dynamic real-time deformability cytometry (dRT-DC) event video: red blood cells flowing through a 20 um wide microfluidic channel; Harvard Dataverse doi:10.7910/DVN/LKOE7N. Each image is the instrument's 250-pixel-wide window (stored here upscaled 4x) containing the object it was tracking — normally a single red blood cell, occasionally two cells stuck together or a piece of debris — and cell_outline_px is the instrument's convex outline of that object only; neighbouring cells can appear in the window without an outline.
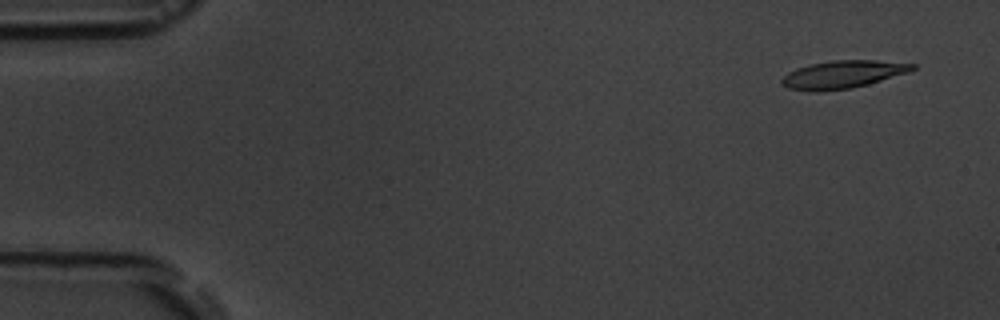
{"species": "common noctule bat (a hibernating species)", "species_latin": "Nyctalus noctula", "temperature_condition": "room temperature", "stored_images_in_passage": 4, "camera_frame_rate_fps": 3000, "um_per_image_px": 0.085, "animal": {"sex": "male", "body_mass_g": 19.5, "forearm_length_mm": 54.6}, "frame": {"image": 1, "passage_image": 1, "time_ms": 0.0, "image_size_px": [1000, 320], "cell_outline_px": [[916, 68], [908, 72], [868, 84], [852, 88], [820, 92], [812, 92], [788, 88], [780, 84], [780, 80], [788, 72], [796, 68], [812, 64], [832, 60], [876, 60], [916, 64]], "centroid_in_image_um": [71.6, 6.34], "position_along_channel_um": 13.4, "area_um2": 21.21}}
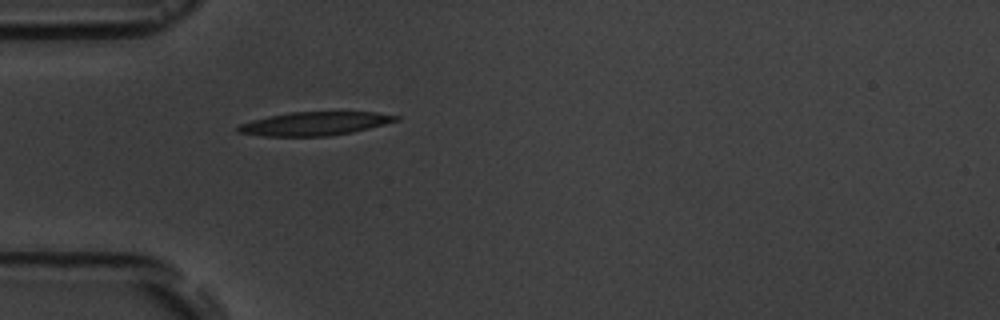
{"frame": {"image": 2, "passage_image": 4, "time_ms": 4.333, "image_size_px": [1000, 320], "cell_outline_px": [[400, 120], [352, 132], [328, 136], [264, 136], [236, 132], [236, 128], [240, 124], [252, 120], [268, 116], [292, 112], [376, 112], [400, 116]], "centroid_in_image_um": [26.74, 10.51], "position_along_channel_um": 58.3, "area_um2": 21.56}}